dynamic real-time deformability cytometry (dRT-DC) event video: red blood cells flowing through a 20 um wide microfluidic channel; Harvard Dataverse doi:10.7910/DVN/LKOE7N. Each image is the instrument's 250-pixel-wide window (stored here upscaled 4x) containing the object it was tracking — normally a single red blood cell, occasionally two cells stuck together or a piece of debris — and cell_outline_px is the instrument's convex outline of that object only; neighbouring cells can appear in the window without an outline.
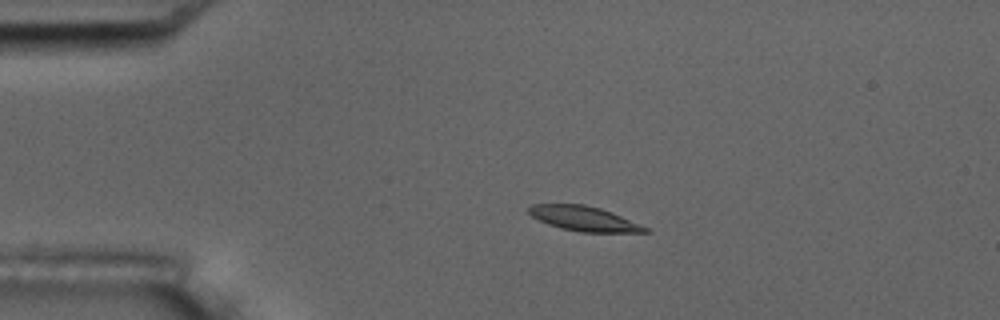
{"species": "common noctule bat (a hibernating species)", "species_latin": "Nyctalus noctula", "temperature_condition": "room temperature", "stored_images_in_passage": 4, "camera_frame_rate_fps": 3000, "um_per_image_px": 0.085, "animal": {"sex": "male", "body_mass_g": 17.5, "forearm_length_mm": 52.3}, "frame": {"image": 1, "passage_image": 3, "time_ms": 2.333, "image_size_px": [1000, 320], "cell_outline_px": [[652, 232], [580, 232], [560, 228], [548, 224], [532, 216], [528, 212], [528, 208], [532, 204], [584, 204], [600, 208], [612, 212], [640, 224], [648, 228]], "centroid_in_image_um": [49.64, 18.58], "position_along_channel_um": 35.4, "area_um2": 16.7}}